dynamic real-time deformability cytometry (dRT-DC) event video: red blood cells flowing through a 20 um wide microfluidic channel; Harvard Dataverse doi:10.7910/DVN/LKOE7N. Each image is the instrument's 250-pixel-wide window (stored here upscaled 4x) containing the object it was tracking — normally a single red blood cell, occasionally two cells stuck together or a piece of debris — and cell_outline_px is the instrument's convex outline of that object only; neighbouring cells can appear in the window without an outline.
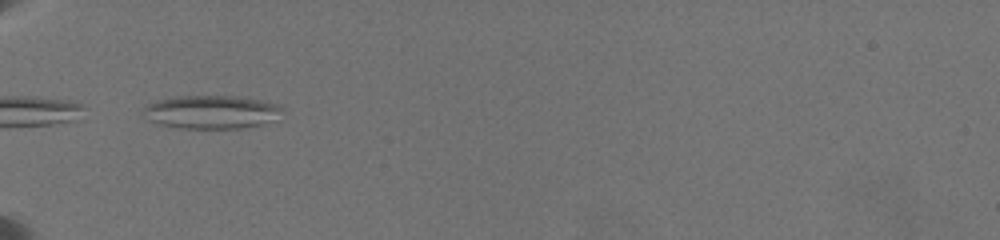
{"species": "common noctule bat (a hibernating species)", "species_latin": "Nyctalus noctula", "temperature_condition": "warm", "stored_images_in_passage": 12, "camera_frame_rate_fps": 3000, "um_per_image_px": 0.085, "animal": {"sex": "female", "body_mass_g": 19.5, "forearm_length_mm": 54.1}, "frame": {"image": 1, "passage_image": 1, "time_ms": 0.0, "image_size_px": [1000, 240], "cell_outline_px": [[284, 108], [272, 120], [260, 124], [244, 128], [180, 128], [160, 124], [148, 120], [144, 116], [144, 108], [148, 104], [160, 100], [176, 96], [236, 96], [260, 100], [280, 104]], "centroid_in_image_um": [17.97, 9.51], "position_along_channel_um": 67.0, "area_um2": 26.76}}